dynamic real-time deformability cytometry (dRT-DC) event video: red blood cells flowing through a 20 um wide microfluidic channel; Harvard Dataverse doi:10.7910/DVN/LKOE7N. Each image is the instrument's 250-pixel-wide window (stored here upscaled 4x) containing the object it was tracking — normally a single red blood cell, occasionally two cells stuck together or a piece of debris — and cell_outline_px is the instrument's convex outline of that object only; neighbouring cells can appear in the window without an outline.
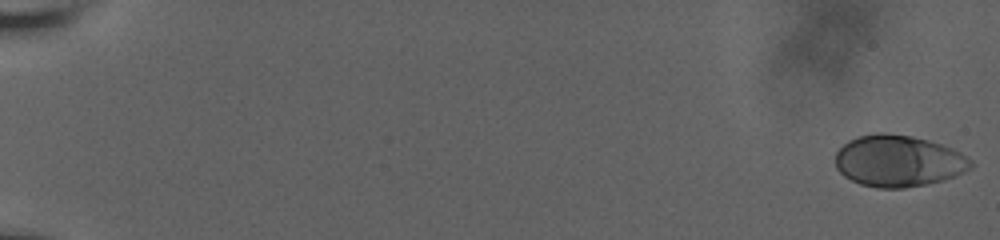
{"species": "human", "species_latin": "Homo sapiens", "temperature_condition": "room temperature", "stored_images_in_passage": 28, "camera_frame_rate_fps": 3000, "um_per_image_px": 0.085, "donor": {"sex": "male"}, "frame": {"image": 1, "passage_image": 1, "time_ms": 0.0, "image_size_px": [1000, 240], "cell_outline_px": [[976, 164], [972, 168], [956, 176], [944, 180], [904, 188], [876, 188], [860, 184], [844, 176], [836, 168], [836, 152], [848, 140], [872, 132], [888, 132], [912, 136], [928, 140], [952, 148], [960, 152], [972, 160]], "centroid_in_image_um": [76.38, 13.67], "position_along_channel_um": 8.6, "area_um2": 41.04}}
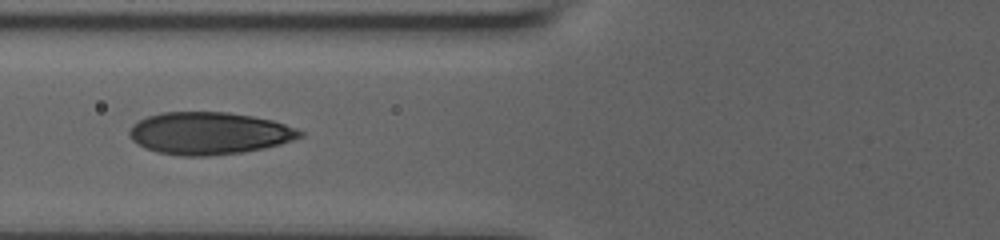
{"frame": {"image": 2, "passage_image": 20, "time_ms": 8.667, "image_size_px": [1000, 240], "cell_outline_px": [[304, 136], [280, 144], [264, 148], [244, 152], [208, 156], [180, 156], [156, 152], [144, 148], [132, 140], [128, 136], [128, 132], [132, 124], [148, 116], [164, 112], [228, 112], [252, 116], [272, 120], [296, 128], [304, 132]], "centroid_in_image_um": [17.76, 11.33], "position_along_channel_um": 108.0, "area_um2": 42.25}}
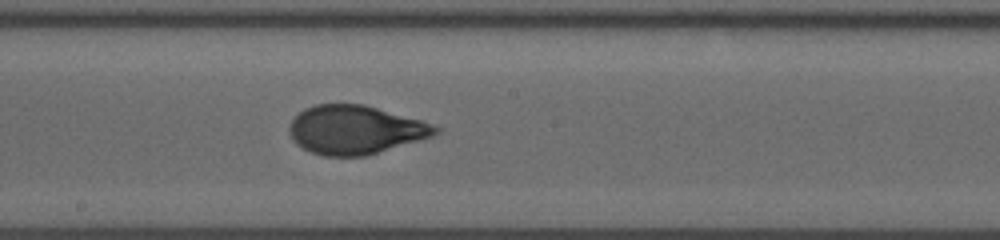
{"frame": {"image": 3, "passage_image": 28, "time_ms": 11.667, "image_size_px": [1000, 240], "cell_outline_px": [[440, 132], [432, 136], [364, 156], [324, 156], [312, 152], [296, 144], [292, 140], [288, 132], [288, 128], [292, 120], [304, 108], [316, 104], [364, 104], [420, 120], [432, 124], [440, 128]], "centroid_in_image_um": [30.16, 11.03], "position_along_channel_um": 218.0, "area_um2": 41.15}}